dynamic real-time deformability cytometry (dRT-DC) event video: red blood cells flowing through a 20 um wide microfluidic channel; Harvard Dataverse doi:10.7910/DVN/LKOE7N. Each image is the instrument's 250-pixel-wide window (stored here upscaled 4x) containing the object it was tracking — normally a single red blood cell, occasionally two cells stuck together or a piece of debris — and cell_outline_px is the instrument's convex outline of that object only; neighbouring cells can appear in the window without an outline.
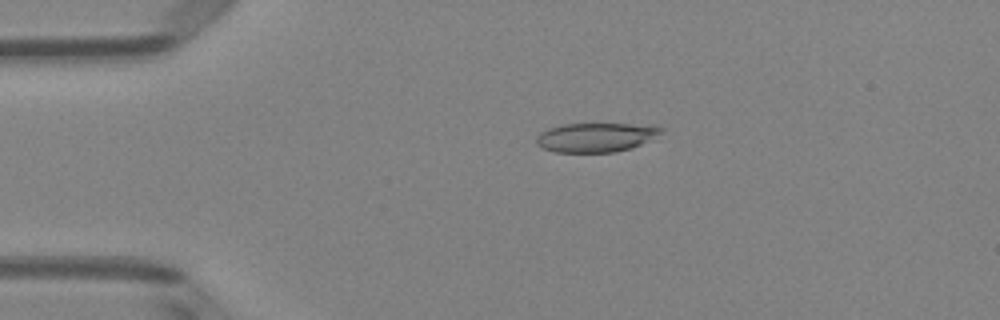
{"species": "Egyptian fruit bat (a non-hibernating species)", "species_latin": "Rousettus aegyptiacus", "temperature_condition": "room temperature", "stored_images_in_passage": 4, "camera_frame_rate_fps": 3000, "um_per_image_px": 0.085, "animal": {"sex": "female"}, "frame": {"image": 1, "passage_image": 3, "time_ms": 0.667, "image_size_px": [1000, 320], "cell_outline_px": [[664, 128], [660, 132], [640, 144], [632, 148], [616, 152], [556, 152], [544, 148], [536, 144], [536, 136], [540, 132], [548, 128], [564, 124], [656, 124]], "centroid_in_image_um": [50.63, 11.66], "position_along_channel_um": 34.4, "area_um2": 21.15}}